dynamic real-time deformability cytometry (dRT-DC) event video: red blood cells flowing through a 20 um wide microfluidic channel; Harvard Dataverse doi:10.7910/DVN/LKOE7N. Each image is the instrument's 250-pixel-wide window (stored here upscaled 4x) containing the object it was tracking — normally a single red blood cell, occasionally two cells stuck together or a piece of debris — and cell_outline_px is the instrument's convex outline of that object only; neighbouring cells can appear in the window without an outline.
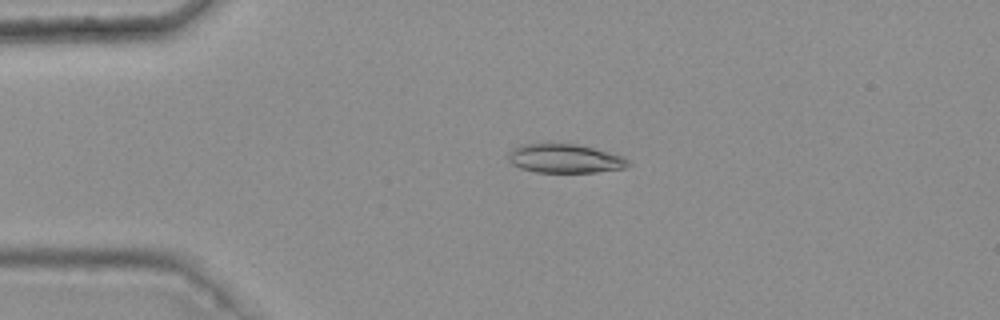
{"species": "common noctule bat (a hibernating species)", "species_latin": "Nyctalus noctula", "temperature_condition": "warm", "stored_images_in_passage": 5, "camera_frame_rate_fps": 3000, "um_per_image_px": 0.085, "animal": {"sex": "female", "body_mass_g": 25.1}, "frame": {"image": 1, "passage_image": 4, "time_ms": 1.0, "image_size_px": [1000, 320], "cell_outline_px": [[632, 164], [624, 168], [596, 172], [536, 172], [520, 168], [512, 164], [508, 160], [508, 156], [512, 148], [520, 144], [576, 144], [624, 156]], "centroid_in_image_um": [48.01, 13.48], "position_along_channel_um": 37.0, "area_um2": 20.11}}